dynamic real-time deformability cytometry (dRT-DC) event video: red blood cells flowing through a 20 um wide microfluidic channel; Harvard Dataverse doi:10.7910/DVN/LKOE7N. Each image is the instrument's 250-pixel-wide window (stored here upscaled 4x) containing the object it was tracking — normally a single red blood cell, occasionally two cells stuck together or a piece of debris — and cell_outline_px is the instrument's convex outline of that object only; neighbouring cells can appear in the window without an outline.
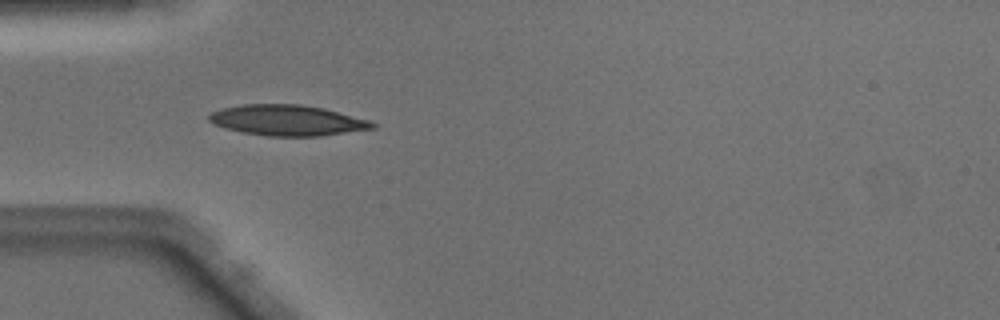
{"species": "Egyptian fruit bat (a non-hibernating species)", "species_latin": "Rousettus aegyptiacus", "temperature_condition": "warm", "stored_images_in_passage": 27, "camera_frame_rate_fps": 3000, "um_per_image_px": 0.085, "animal": {"sex": "male"}, "frame": {"image": 1, "passage_image": 6, "time_ms": 1.667, "image_size_px": [1000, 320], "cell_outline_px": [[376, 128], [320, 136], [268, 136], [244, 132], [224, 128], [208, 120], [208, 116], [212, 112], [220, 108], [244, 104], [300, 104], [324, 108], [368, 120], [376, 124]], "centroid_in_image_um": [24.41, 10.22], "position_along_channel_um": 60.6, "area_um2": 29.07}}
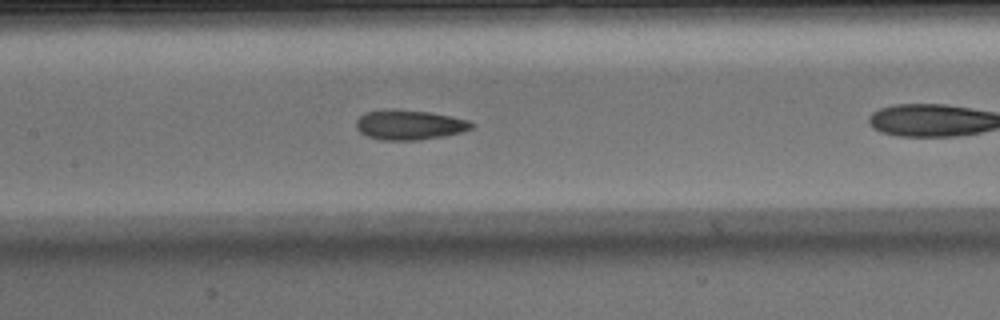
{"frame": {"image": 2, "passage_image": 11, "time_ms": 3.333, "image_size_px": [1000, 320], "cell_outline_px": [[476, 124], [472, 128], [460, 132], [444, 136], [420, 140], [380, 140], [368, 136], [360, 132], [356, 128], [356, 120], [364, 112], [384, 108], [396, 108], [432, 112], [452, 116], [468, 120]], "centroid_in_image_um": [34.78, 10.59], "position_along_channel_um": 172.6, "area_um2": 20.52}}
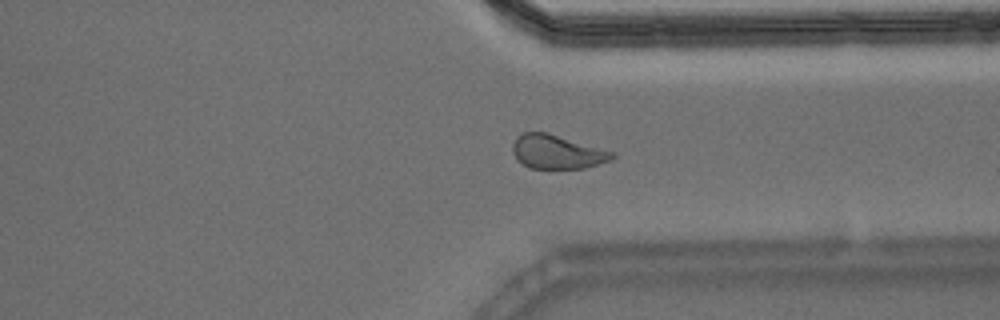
{"frame": {"image": 3, "passage_image": 25, "time_ms": 8.0, "image_size_px": [1000, 320], "cell_outline_px": [[616, 156], [612, 160], [584, 168], [532, 168], [524, 164], [512, 152], [512, 144], [516, 136], [524, 132], [548, 132], [616, 152]], "centroid_in_image_um": [47.39, 12.89], "position_along_channel_um": 364.0, "area_um2": 19.71}}